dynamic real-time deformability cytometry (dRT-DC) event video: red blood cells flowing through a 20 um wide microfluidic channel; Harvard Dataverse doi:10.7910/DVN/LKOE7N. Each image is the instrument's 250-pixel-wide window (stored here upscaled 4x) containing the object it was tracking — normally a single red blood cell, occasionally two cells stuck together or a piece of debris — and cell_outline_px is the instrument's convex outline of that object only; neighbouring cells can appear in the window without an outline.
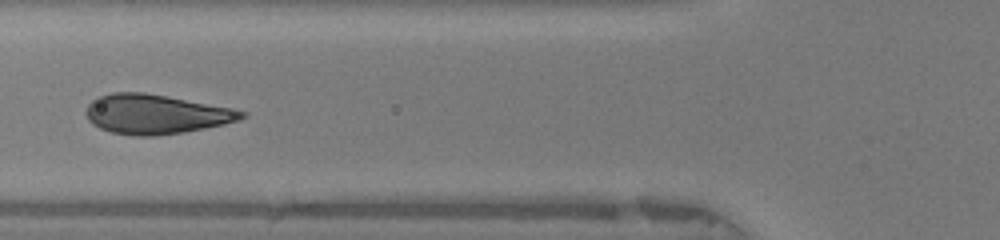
{"species": "human", "species_latin": "Homo sapiens", "temperature_condition": "warm", "stored_images_in_passage": 48, "camera_frame_rate_fps": 3000, "um_per_image_px": 0.085, "donor": {"sex": "female"}, "frame": {"image": 1, "passage_image": 18, "time_ms": 5.667, "image_size_px": [1000, 240], "cell_outline_px": [[248, 116], [240, 120], [224, 124], [184, 132], [152, 136], [136, 136], [112, 132], [100, 128], [92, 124], [88, 120], [84, 112], [88, 104], [96, 96], [112, 92], [144, 92], [168, 96], [232, 108], [248, 112]], "centroid_in_image_um": [13.23, 9.69], "position_along_channel_um": 112.6, "area_um2": 36.07}}
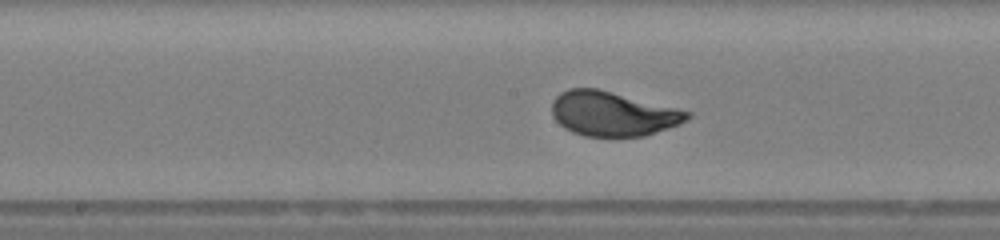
{"frame": {"image": 2, "passage_image": 24, "time_ms": 7.667, "image_size_px": [1000, 240], "cell_outline_px": [[692, 116], [688, 120], [680, 124], [644, 136], [584, 136], [572, 132], [564, 128], [552, 116], [552, 100], [560, 92], [568, 88], [596, 88], [692, 112]], "centroid_in_image_um": [52.07, 9.67], "position_along_channel_um": 196.1, "area_um2": 35.03}}
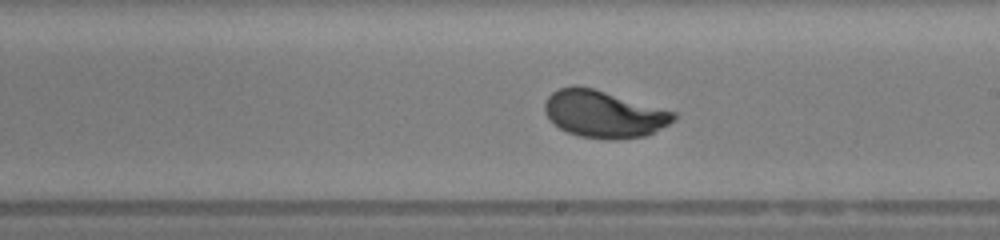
{"frame": {"image": 3, "passage_image": 27, "time_ms": 8.667, "image_size_px": [1000, 240], "cell_outline_px": [[676, 120], [648, 136], [612, 140], [608, 140], [580, 136], [568, 132], [560, 128], [544, 112], [544, 104], [548, 96], [552, 92], [560, 88], [572, 84], [592, 88], [676, 112]], "centroid_in_image_um": [51.34, 9.7], "position_along_channel_um": 237.7, "area_um2": 35.37}, "authors_computed_cell_mechanics": {"area_um2": 34.7089, "velocity_mm_per_s": 4.173, "shape_relaxation_time_tau1_ms": 2.6088, "shape_relaxation_time_tau2_ms": null, "deformation_change_tau1": 0.1717, "deformation_change_tau2": null}}